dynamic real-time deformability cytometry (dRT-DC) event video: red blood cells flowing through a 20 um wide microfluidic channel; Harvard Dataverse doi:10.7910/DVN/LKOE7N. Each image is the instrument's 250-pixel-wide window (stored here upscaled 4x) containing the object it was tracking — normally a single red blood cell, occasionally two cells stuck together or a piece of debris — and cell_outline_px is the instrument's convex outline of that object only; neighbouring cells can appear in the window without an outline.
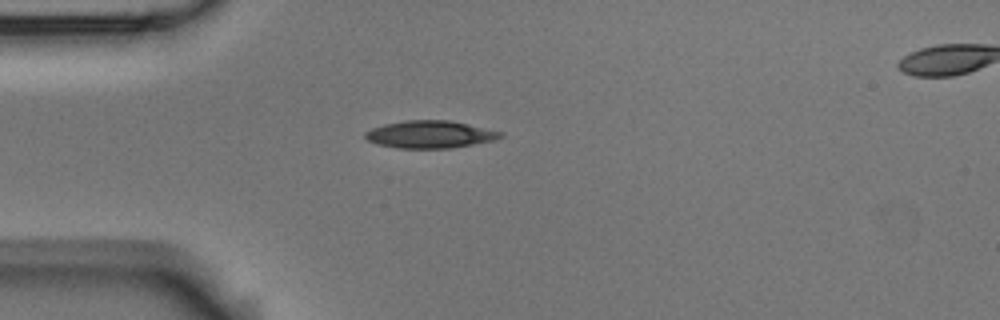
{"species": "Egyptian fruit bat (a non-hibernating species)", "species_latin": "Rousettus aegyptiacus", "temperature_condition": "room temperature", "stored_images_in_passage": 5, "camera_frame_rate_fps": 3000, "um_per_image_px": 0.085, "animal": {"sex": "male"}, "frame": {"image": 1, "passage_image": 5, "time_ms": 1.333, "image_size_px": [1000, 320], "cell_outline_px": [[504, 136], [496, 140], [452, 148], [396, 148], [376, 144], [368, 140], [364, 136], [364, 132], [372, 128], [384, 124], [404, 120], [452, 120], [504, 132]], "centroid_in_image_um": [36.58, 11.42], "position_along_channel_um": 48.4, "area_um2": 21.91}}